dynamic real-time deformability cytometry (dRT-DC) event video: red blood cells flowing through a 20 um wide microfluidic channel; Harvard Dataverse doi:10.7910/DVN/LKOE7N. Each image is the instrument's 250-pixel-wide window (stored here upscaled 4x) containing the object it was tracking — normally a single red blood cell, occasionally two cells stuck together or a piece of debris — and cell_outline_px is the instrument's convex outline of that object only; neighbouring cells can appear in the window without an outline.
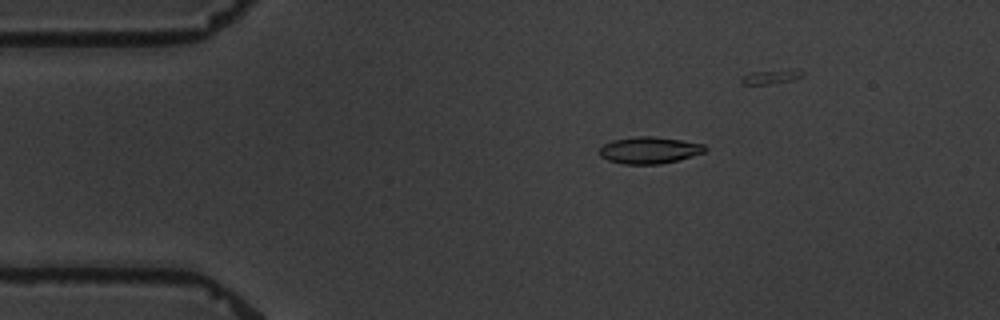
{"species": "common noctule bat (a hibernating species)", "species_latin": "Nyctalus noctula", "temperature_condition": "warm", "stored_images_in_passage": 6, "camera_frame_rate_fps": 3000, "um_per_image_px": 0.085, "animal": {"sex": "male", "body_mass_g": 19.5, "forearm_length_mm": 54.6}, "frame": {"image": 1, "passage_image": 3, "time_ms": 2.333, "image_size_px": [1000, 320], "cell_outline_px": [[708, 148], [704, 152], [692, 156], [660, 164], [624, 164], [608, 160], [600, 156], [596, 152], [604, 144], [612, 140], [636, 136], [652, 136], [680, 140], [704, 144]], "centroid_in_image_um": [55.16, 12.76], "position_along_channel_um": 29.8, "area_um2": 16.47}}
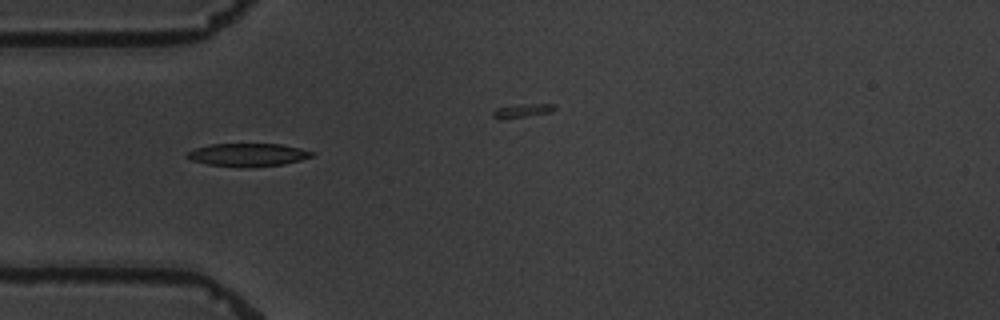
{"frame": {"image": 2, "passage_image": 5, "time_ms": 4.667, "image_size_px": [1000, 320], "cell_outline_px": [[316, 156], [284, 164], [208, 164], [192, 160], [184, 156], [188, 152], [196, 148], [212, 144], [280, 144], [300, 148], [316, 152]], "centroid_in_image_um": [21.14, 13.1], "position_along_channel_um": 63.9, "area_um2": 15.72}}